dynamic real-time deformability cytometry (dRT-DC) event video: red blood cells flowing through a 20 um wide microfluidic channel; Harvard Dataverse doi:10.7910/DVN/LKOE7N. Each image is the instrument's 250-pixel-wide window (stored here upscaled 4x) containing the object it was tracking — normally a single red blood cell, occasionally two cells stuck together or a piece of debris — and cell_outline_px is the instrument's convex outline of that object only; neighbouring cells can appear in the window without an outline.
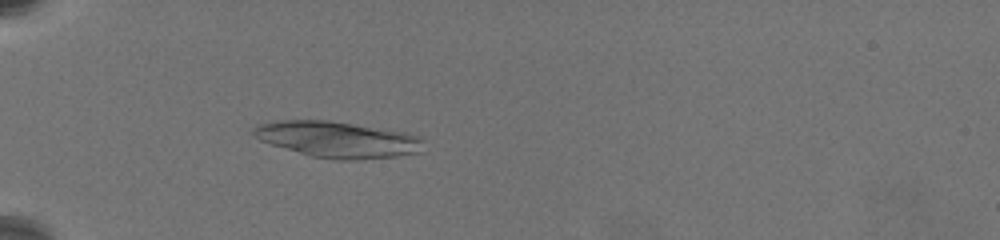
{"species": "common noctule bat (a hibernating species)", "species_latin": "Nyctalus noctula", "temperature_condition": "warm", "stored_images_in_passage": 61, "camera_frame_rate_fps": 3000, "um_per_image_px": 0.085, "animal": {"sex": "female", "body_mass_g": 19.5, "forearm_length_mm": 54.1}, "frame": {"image": 1, "passage_image": 16, "time_ms": 7.0, "image_size_px": [1000, 240], "cell_outline_px": [[424, 140], [420, 152], [396, 156], [356, 160], [340, 160], [312, 156], [272, 144], [260, 140], [252, 136], [252, 128], [260, 124], [284, 120], [328, 120], [404, 132], [420, 136]], "centroid_in_image_um": [28.7, 11.85], "position_along_channel_um": 56.3, "area_um2": 35.43}}
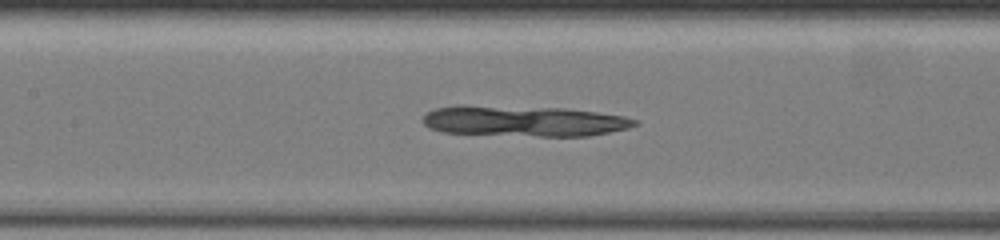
{"frame": {"image": 2, "passage_image": 24, "time_ms": 10.667, "image_size_px": [1000, 240], "cell_outline_px": [[640, 124], [628, 128], [588, 136], [540, 136], [440, 132], [428, 128], [420, 120], [428, 112], [436, 108], [456, 104], [464, 104], [564, 108], [596, 112], [624, 116], [640, 120]], "centroid_in_image_um": [44.49, 10.27], "position_along_channel_um": 162.9, "area_um2": 38.38}}
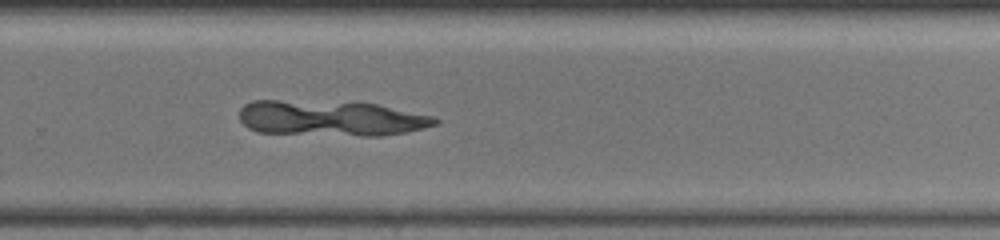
{"frame": {"image": 3, "passage_image": 39, "time_ms": 14.667, "image_size_px": [1000, 240], "cell_outline_px": [[440, 120], [436, 124], [424, 128], [408, 132], [380, 136], [360, 136], [256, 132], [248, 128], [240, 120], [240, 108], [244, 104], [252, 100], [276, 100], [376, 104], [436, 116]], "centroid_in_image_um": [28.14, 10.06], "position_along_channel_um": 301.7, "area_um2": 40.52}}